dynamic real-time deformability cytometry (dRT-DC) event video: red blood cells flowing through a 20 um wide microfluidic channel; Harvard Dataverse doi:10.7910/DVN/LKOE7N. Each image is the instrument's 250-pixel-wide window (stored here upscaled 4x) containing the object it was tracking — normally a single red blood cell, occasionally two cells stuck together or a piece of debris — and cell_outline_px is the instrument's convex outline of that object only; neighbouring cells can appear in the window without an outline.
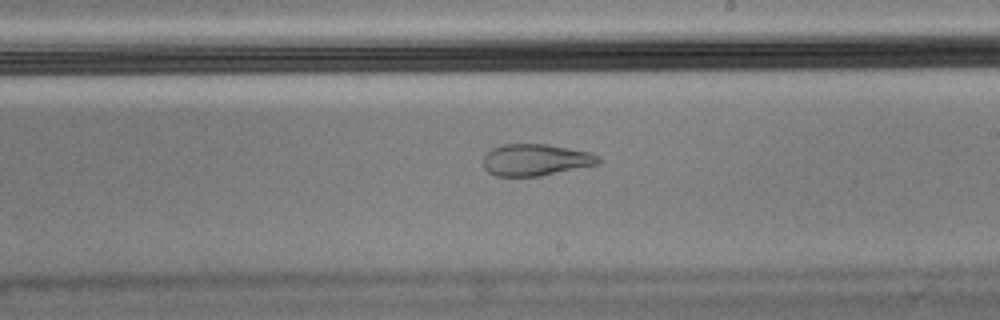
{"species": "Egyptian fruit bat (a non-hibernating species)", "species_latin": "Rousettus aegyptiacus", "temperature_condition": "cold", "stored_images_in_passage": 56, "camera_frame_rate_fps": 3000, "um_per_image_px": 0.085, "animal": {"sex": "male"}, "frame": {"image": 1, "passage_image": 32, "time_ms": 10.333, "image_size_px": [1000, 320], "cell_outline_px": [[600, 164], [540, 176], [496, 176], [488, 172], [484, 168], [484, 152], [492, 148], [504, 144], [548, 144], [592, 152], [600, 156]], "centroid_in_image_um": [45.55, 13.58], "position_along_channel_um": 243.5, "area_um2": 21.56}, "authors_computed_cell_mechanics": {"area_um2": 21.9062, "velocity_mm_per_s": 3.4682, "shape_relaxation_time_tau1_ms": null, "shape_relaxation_time_tau2_ms": 1.6637, "deformation_change_tau1": null, "deformation_change_tau2": 0.09}}